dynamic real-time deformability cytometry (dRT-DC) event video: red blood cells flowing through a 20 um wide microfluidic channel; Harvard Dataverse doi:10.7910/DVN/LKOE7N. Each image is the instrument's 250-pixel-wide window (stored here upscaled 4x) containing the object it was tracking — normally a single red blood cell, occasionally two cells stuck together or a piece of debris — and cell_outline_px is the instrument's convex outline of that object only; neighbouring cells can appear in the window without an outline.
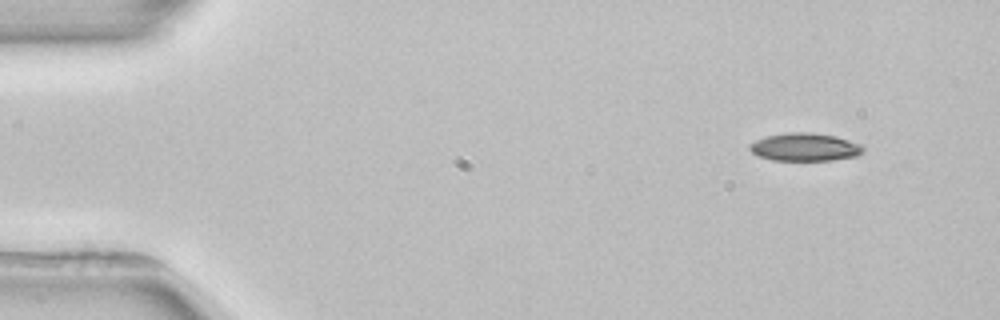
{"species": "common noctule bat (a hibernating species)", "species_latin": "Nyctalus noctula", "temperature_condition": "room temperature", "stored_images_in_passage": 3, "camera_frame_rate_fps": 3000, "um_per_image_px": 0.085, "animal": {"sex": "female", "body_mass_g": 22.7, "forearm_length_mm": 54.2}, "frame": {"image": 1, "passage_image": 1, "time_ms": 0.0, "image_size_px": [1000, 320], "cell_outline_px": [[864, 152], [856, 156], [832, 160], [772, 160], [760, 156], [752, 152], [748, 148], [748, 144], [764, 136], [788, 132], [812, 132], [836, 136], [860, 144], [864, 148]], "centroid_in_image_um": [68.4, 12.49], "position_along_channel_um": 16.6, "area_um2": 18.55}}